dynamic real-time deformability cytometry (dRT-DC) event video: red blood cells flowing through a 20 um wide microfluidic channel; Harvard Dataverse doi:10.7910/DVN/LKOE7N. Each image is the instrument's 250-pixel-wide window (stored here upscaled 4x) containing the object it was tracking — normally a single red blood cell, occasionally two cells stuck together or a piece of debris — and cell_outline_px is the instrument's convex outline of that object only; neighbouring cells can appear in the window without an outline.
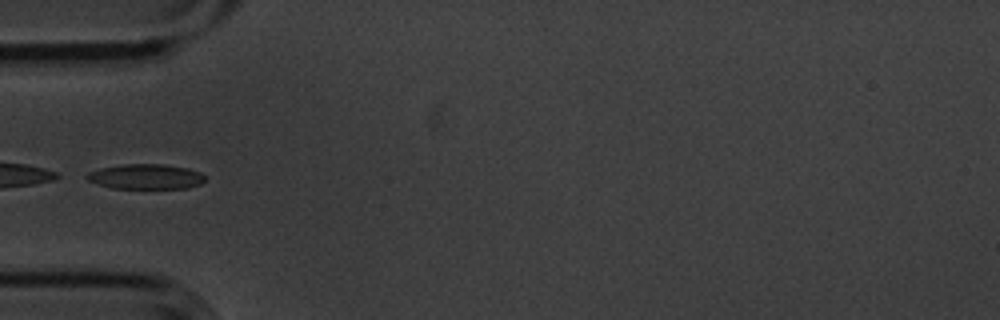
{"species": "common noctule bat (a hibernating species)", "species_latin": "Nyctalus noctula", "temperature_condition": "cold", "stored_images_in_passage": 7, "camera_frame_rate_fps": 3000, "um_per_image_px": 0.085, "animal": {"sex": "male", "body_mass_g": 20.1, "forearm_length_mm": 53.5}, "frame": {"image": 1, "passage_image": 5, "time_ms": 1.333, "image_size_px": [1000, 320], "cell_outline_px": [[204, 180], [200, 184], [188, 188], [112, 188], [88, 180], [84, 176], [88, 172], [100, 168], [124, 164], [164, 164], [188, 168], [200, 172], [204, 176]], "centroid_in_image_um": [12.39, 15.0], "position_along_channel_um": 72.6, "area_um2": 17.17}}
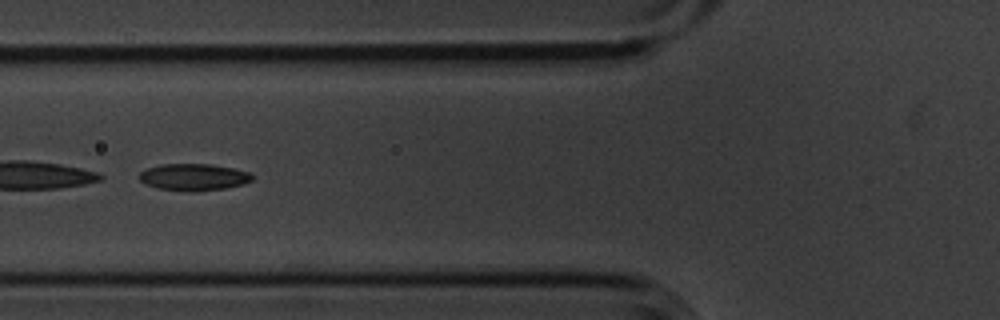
{"frame": {"image": 2, "passage_image": 6, "time_ms": 1.667, "image_size_px": [1000, 320], "cell_outline_px": [[252, 180], [244, 184], [224, 188], [196, 192], [188, 192], [156, 188], [140, 180], [136, 176], [140, 172], [148, 168], [160, 164], [212, 164], [232, 168], [248, 172], [252, 176]], "centroid_in_image_um": [16.43, 15.06], "position_along_channel_um": 109.4, "area_um2": 17.74}}
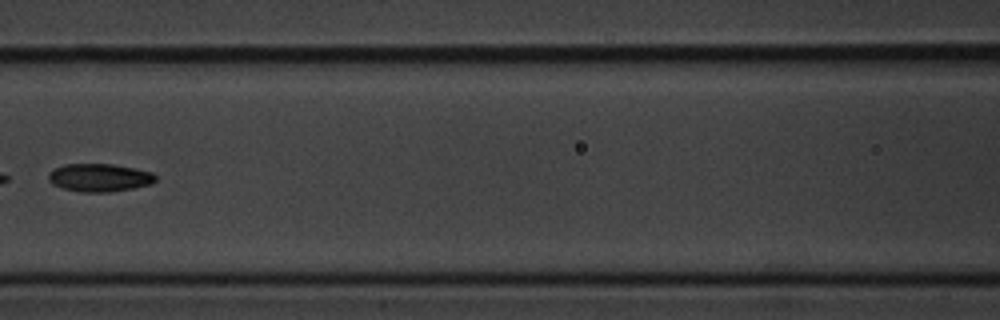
{"frame": {"image": 3, "passage_image": 7, "time_ms": 2.0, "image_size_px": [1000, 320], "cell_outline_px": [[156, 180], [152, 184], [132, 188], [108, 192], [84, 192], [64, 188], [52, 184], [48, 180], [48, 172], [64, 164], [112, 164], [152, 172], [156, 176]], "centroid_in_image_um": [8.44, 15.09], "position_along_channel_um": 158.2, "area_um2": 17.34}}